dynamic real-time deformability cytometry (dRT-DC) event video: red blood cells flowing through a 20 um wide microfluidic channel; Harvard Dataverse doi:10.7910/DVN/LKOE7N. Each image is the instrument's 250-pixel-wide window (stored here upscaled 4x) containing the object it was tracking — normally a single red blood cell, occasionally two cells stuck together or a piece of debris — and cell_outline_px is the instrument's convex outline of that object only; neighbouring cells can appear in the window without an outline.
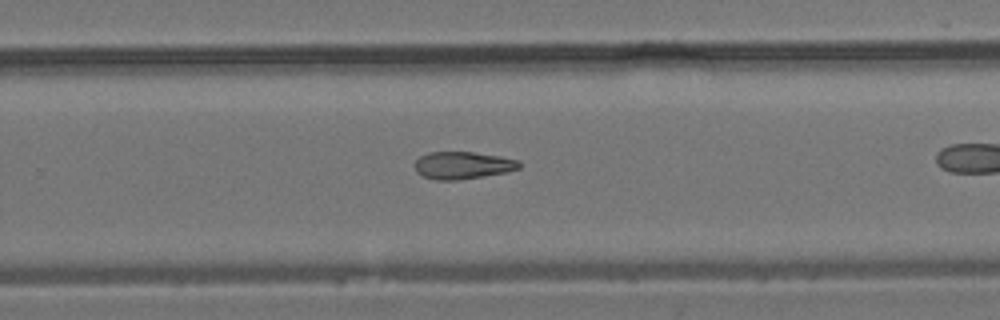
{"species": "common noctule bat (a hibernating species)", "species_latin": "Nyctalus noctula", "temperature_condition": "room temperature", "stored_images_in_passage": 19, "camera_frame_rate_fps": 3000, "um_per_image_px": 0.085, "animal": {"sex": "male", "body_mass_g": 19.2, "forearm_length_mm": 51.8}, "frame": {"image": 1, "passage_image": 14, "time_ms": 4.333, "image_size_px": [1000, 320], "cell_outline_px": [[520, 168], [504, 172], [456, 180], [436, 180], [424, 176], [416, 172], [416, 160], [420, 156], [428, 152], [472, 152], [500, 156], [520, 160]], "centroid_in_image_um": [39.32, 14.04], "position_along_channel_um": 290.5, "area_um2": 16.42}}
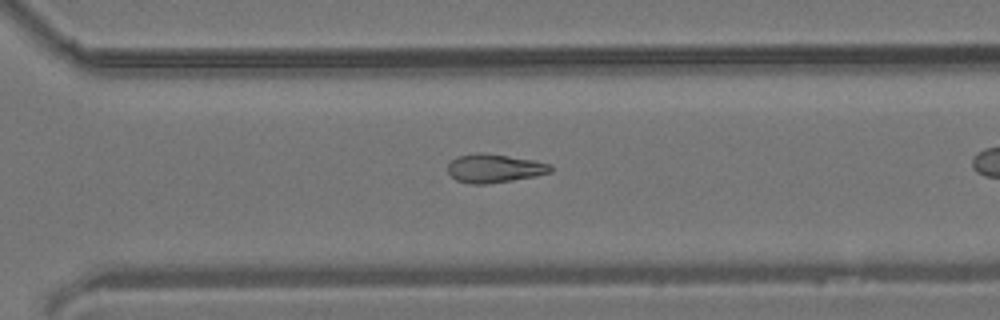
{"frame": {"image": 2, "passage_image": 16, "time_ms": 5.0, "image_size_px": [1000, 320], "cell_outline_px": [[552, 172], [536, 176], [512, 180], [484, 184], [468, 184], [456, 180], [448, 172], [448, 164], [456, 156], [476, 152], [480, 152], [508, 156], [532, 160], [552, 164]], "centroid_in_image_um": [42.01, 14.3], "position_along_channel_um": 328.6, "area_um2": 17.17}}